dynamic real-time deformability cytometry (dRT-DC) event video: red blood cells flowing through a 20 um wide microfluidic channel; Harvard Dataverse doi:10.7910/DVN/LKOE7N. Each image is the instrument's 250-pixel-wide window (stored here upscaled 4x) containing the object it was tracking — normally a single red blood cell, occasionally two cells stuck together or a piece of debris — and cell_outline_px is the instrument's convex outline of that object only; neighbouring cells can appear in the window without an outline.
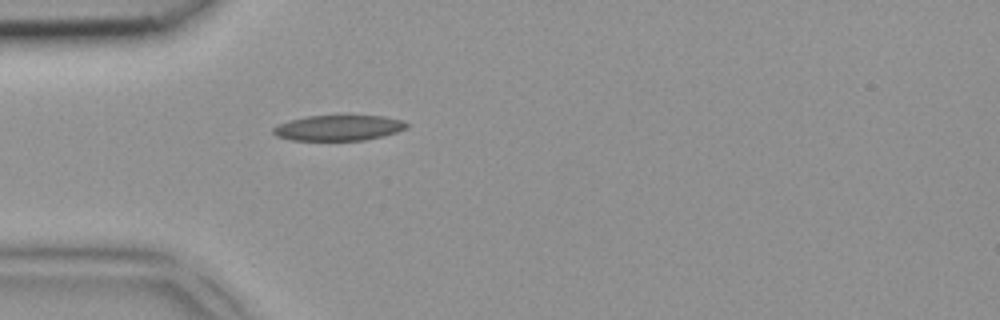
{"species": "common noctule bat (a hibernating species)", "species_latin": "Nyctalus noctula", "temperature_condition": "room temperature", "stored_images_in_passage": 1, "camera_frame_rate_fps": 3000, "um_per_image_px": 0.085, "animal": {"sex": "female", "body_mass_g": 18.4}, "frame": {"image": 1, "passage_image": 1, "time_ms": 0.0, "image_size_px": [1000, 320], "cell_outline_px": [[408, 128], [396, 132], [364, 140], [292, 140], [276, 136], [272, 132], [272, 128], [280, 124], [292, 120], [308, 116], [384, 116], [400, 120], [408, 124]], "centroid_in_image_um": [28.77, 10.87], "position_along_channel_um": 56.2, "area_um2": 19.48}}